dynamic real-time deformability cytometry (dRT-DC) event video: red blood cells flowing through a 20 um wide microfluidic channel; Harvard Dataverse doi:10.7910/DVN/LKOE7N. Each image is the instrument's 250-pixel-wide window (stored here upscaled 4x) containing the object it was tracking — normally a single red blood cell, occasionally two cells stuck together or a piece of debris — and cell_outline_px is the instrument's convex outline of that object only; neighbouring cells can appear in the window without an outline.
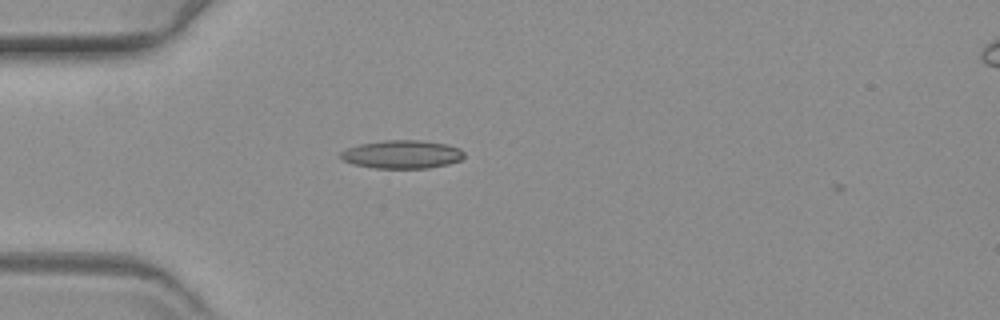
{"species": "common noctule bat (a hibernating species)", "species_latin": "Nyctalus noctula", "temperature_condition": "warm", "stored_images_in_passage": 42, "camera_frame_rate_fps": 3000, "um_per_image_px": 0.085, "animal": {"sex": "female", "body_mass_g": 19.3, "forearm_length_mm": 54.1}, "frame": {"image": 1, "passage_image": 1, "time_ms": 0.0, "image_size_px": [1000, 320], "cell_outline_px": [[464, 156], [460, 160], [448, 164], [428, 168], [376, 168], [352, 164], [344, 160], [340, 156], [340, 152], [348, 148], [360, 144], [384, 140], [420, 140], [448, 144], [460, 148], [464, 152]], "centroid_in_image_um": [34.19, 13.11], "position_along_channel_um": 50.8, "area_um2": 20.35}}
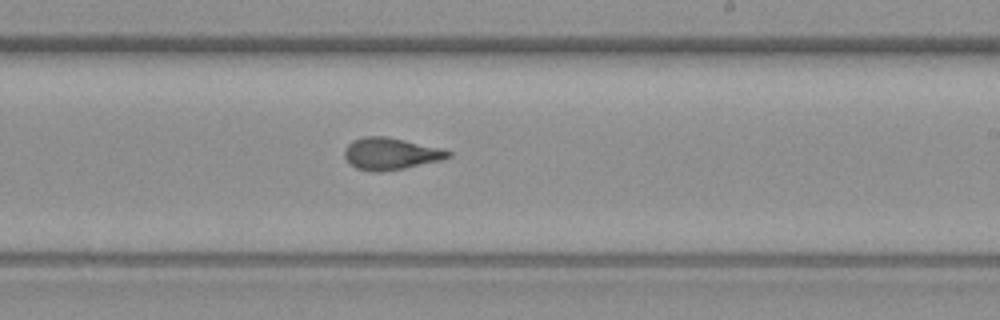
{"frame": {"image": 2, "passage_image": 19, "time_ms": 6.0, "image_size_px": [1000, 320], "cell_outline_px": [[452, 156], [440, 160], [404, 168], [380, 172], [372, 172], [356, 168], [348, 164], [344, 156], [344, 148], [352, 140], [364, 136], [388, 136], [440, 148], [452, 152]], "centroid_in_image_um": [33.15, 13.06], "position_along_channel_um": 255.8, "area_um2": 19.42}}
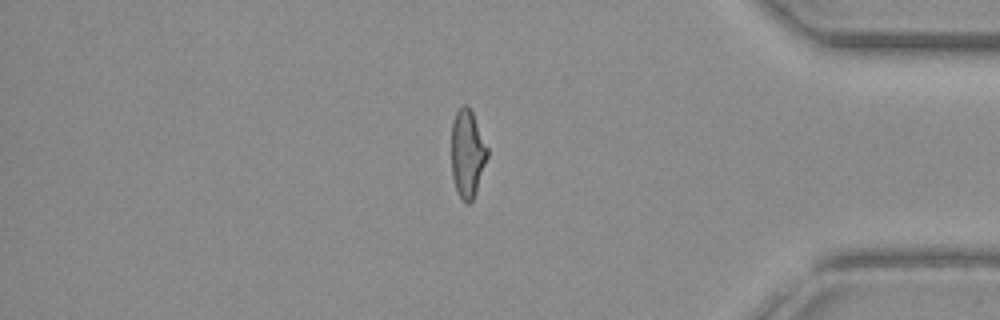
{"frame": {"image": 3, "passage_image": 33, "time_ms": 10.667, "image_size_px": [1000, 320], "cell_outline_px": [[488, 156], [476, 192], [472, 200], [468, 204], [460, 196], [456, 188], [452, 176], [452, 120], [456, 112], [464, 104], [468, 104], [472, 112], [488, 148]], "centroid_in_image_um": [39.73, 13.03], "position_along_channel_um": 395.5, "area_um2": 18.21}}